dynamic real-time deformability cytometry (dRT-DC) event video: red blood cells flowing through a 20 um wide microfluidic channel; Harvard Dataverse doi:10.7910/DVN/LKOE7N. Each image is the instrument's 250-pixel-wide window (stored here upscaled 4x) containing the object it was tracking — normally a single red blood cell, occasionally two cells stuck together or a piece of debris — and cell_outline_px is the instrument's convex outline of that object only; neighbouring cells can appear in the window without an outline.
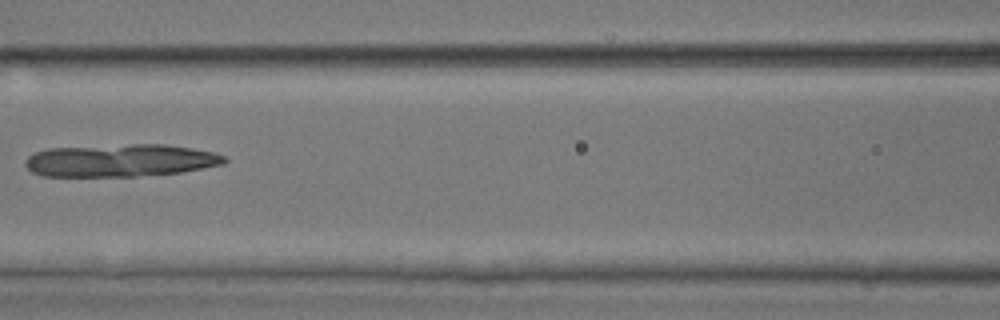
{"species": "common noctule bat (a hibernating species)", "species_latin": "Nyctalus noctula", "temperature_condition": "room temperature", "stored_images_in_passage": 8, "camera_frame_rate_fps": 3000, "um_per_image_px": 0.085, "animal": {"sex": "male", "body_mass_g": 17.9, "forearm_length_mm": 54.2}, "frame": {"image": 1, "passage_image": 7, "time_ms": 7.0, "image_size_px": [1000, 320], "cell_outline_px": [[228, 160], [224, 164], [180, 172], [136, 176], [44, 176], [32, 172], [24, 164], [24, 160], [28, 156], [36, 152], [48, 148], [132, 144], [164, 144], [192, 148], [212, 152], [224, 156]], "centroid_in_image_um": [10.22, 13.63], "position_along_channel_um": 156.4, "area_um2": 37.69}}